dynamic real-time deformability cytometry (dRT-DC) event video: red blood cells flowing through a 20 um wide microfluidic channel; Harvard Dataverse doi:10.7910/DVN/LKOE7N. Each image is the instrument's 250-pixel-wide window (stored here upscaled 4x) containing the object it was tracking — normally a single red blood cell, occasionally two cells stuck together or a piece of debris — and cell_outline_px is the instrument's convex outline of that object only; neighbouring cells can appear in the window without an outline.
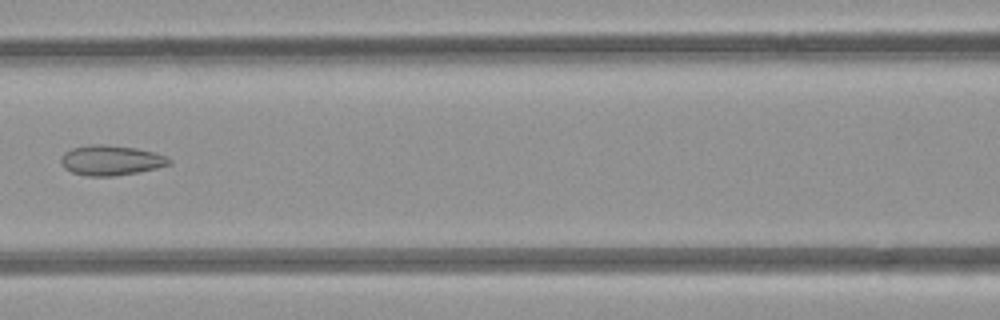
{"species": "common noctule bat (a hibernating species)", "species_latin": "Nyctalus noctula", "temperature_condition": "room temperature", "stored_images_in_passage": 5, "camera_frame_rate_fps": 3000, "um_per_image_px": 0.085, "animal": {"sex": "female", "body_mass_g": 21.9}, "frame": {"image": 1, "passage_image": 4, "time_ms": 3.667, "image_size_px": [1000, 320], "cell_outline_px": [[172, 164], [156, 168], [116, 176], [88, 176], [72, 172], [64, 168], [60, 164], [60, 156], [64, 152], [72, 148], [88, 144], [104, 144], [136, 148], [168, 156], [172, 160]], "centroid_in_image_um": [9.41, 13.62], "position_along_channel_um": 157.2, "area_um2": 19.13}}
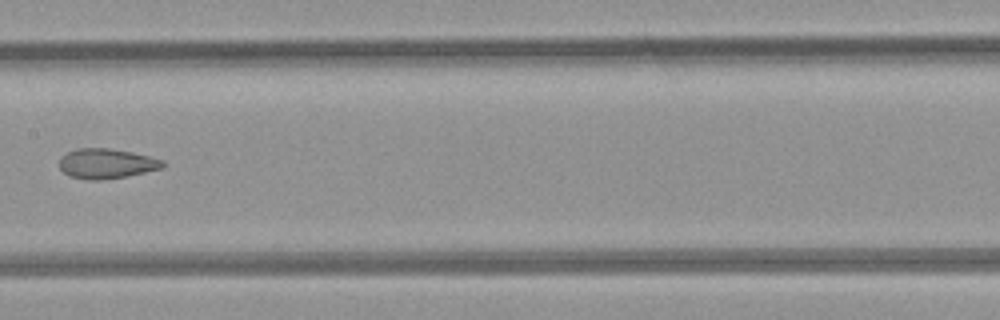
{"frame": {"image": 2, "passage_image": 5, "time_ms": 4.667, "image_size_px": [1000, 320], "cell_outline_px": [[164, 168], [124, 176], [100, 180], [88, 180], [68, 176], [60, 168], [60, 156], [76, 148], [108, 148], [132, 152], [164, 160]], "centroid_in_image_um": [9.03, 13.9], "position_along_channel_um": 198.4, "area_um2": 17.98}}